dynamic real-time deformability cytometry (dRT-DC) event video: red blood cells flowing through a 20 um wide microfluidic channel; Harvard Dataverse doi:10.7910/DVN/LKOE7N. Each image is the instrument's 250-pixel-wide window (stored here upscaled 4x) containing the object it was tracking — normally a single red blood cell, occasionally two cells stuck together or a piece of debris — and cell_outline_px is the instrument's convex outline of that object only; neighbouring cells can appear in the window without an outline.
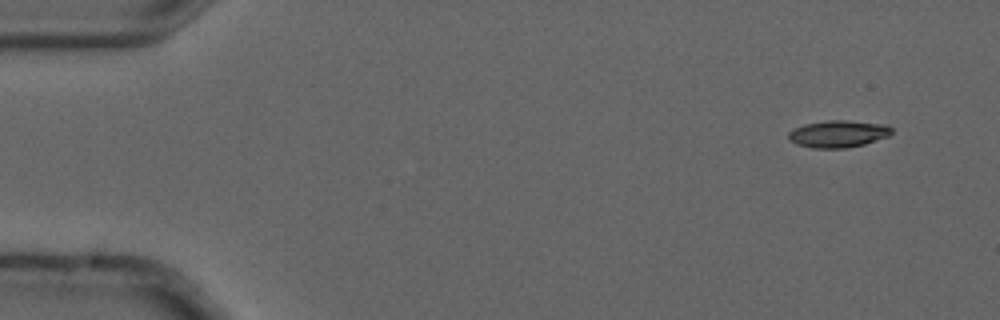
{"species": "common noctule bat (a hibernating species)", "species_latin": "Nyctalus noctula", "temperature_condition": "cold", "stored_images_in_passage": 5, "camera_frame_rate_fps": 3000, "um_per_image_px": 0.085, "animal": {"sex": "male", "forearm_length_mm": 52.5}, "frame": {"image": 1, "passage_image": 1, "time_ms": 0.0, "image_size_px": [1000, 320], "cell_outline_px": [[892, 132], [888, 136], [864, 144], [844, 148], [812, 148], [796, 144], [788, 140], [788, 132], [792, 128], [804, 124], [828, 120], [844, 120], [888, 124], [892, 128]], "centroid_in_image_um": [71.21, 11.37], "position_along_channel_um": 13.8, "area_um2": 16.42}}